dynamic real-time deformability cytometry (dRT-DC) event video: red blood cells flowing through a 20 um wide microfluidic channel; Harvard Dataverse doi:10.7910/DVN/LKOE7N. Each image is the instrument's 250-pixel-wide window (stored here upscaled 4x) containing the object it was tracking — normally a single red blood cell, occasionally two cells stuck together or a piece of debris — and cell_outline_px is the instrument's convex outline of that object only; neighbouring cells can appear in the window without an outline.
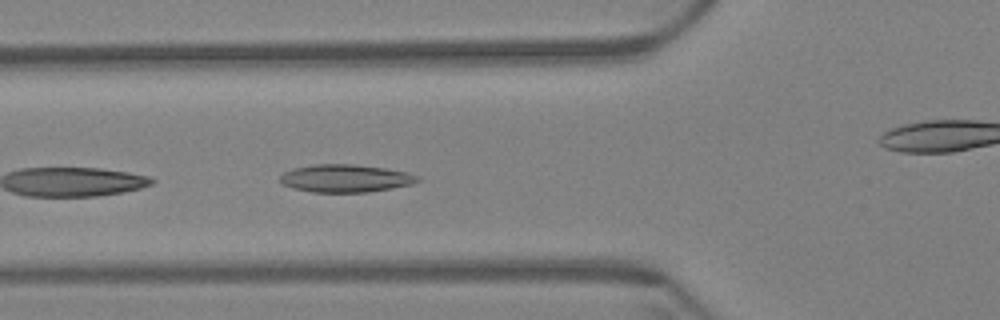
{"species": "Egyptian fruit bat (a non-hibernating species)", "species_latin": "Rousettus aegyptiacus", "temperature_condition": "warm", "stored_images_in_passage": 10, "camera_frame_rate_fps": 3000, "um_per_image_px": 0.085, "animal": {"sex": "female"}, "frame": {"image": 1, "passage_image": 4, "time_ms": 1.0, "image_size_px": [1000, 320], "cell_outline_px": [[420, 180], [412, 184], [392, 188], [368, 192], [312, 192], [292, 188], [280, 184], [280, 176], [284, 172], [292, 168], [312, 164], [352, 164], [384, 168], [408, 172], [420, 176]], "centroid_in_image_um": [29.34, 15.16], "position_along_channel_um": 96.5, "area_um2": 22.43}}